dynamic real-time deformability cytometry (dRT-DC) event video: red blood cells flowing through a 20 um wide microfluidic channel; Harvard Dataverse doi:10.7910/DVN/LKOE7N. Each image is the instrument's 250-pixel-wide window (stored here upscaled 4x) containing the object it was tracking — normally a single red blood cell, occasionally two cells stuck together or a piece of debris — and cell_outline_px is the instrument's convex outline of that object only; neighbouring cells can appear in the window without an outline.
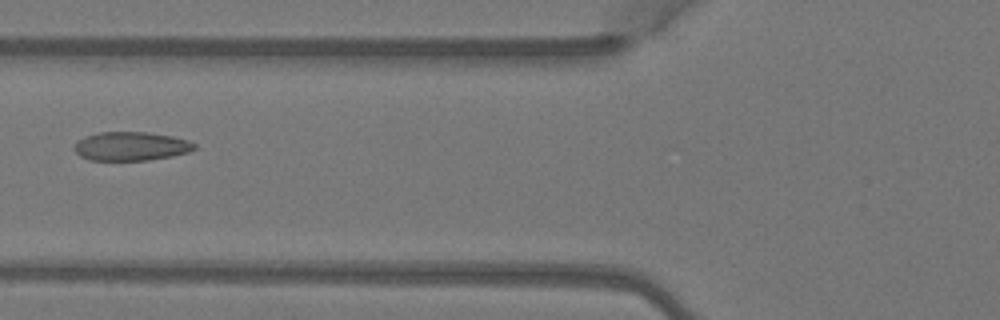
{"species": "Egyptian fruit bat (a non-hibernating species)", "species_latin": "Rousettus aegyptiacus", "temperature_condition": "warm", "stored_images_in_passage": 6, "camera_frame_rate_fps": 3000, "um_per_image_px": 0.085, "animal": {"sex": "female"}, "frame": {"image": 1, "passage_image": 5, "time_ms": 1.333, "image_size_px": [1000, 320], "cell_outline_px": [[196, 148], [188, 152], [172, 156], [148, 160], [88, 160], [80, 156], [72, 148], [76, 140], [84, 136], [100, 132], [148, 132], [172, 136], [188, 140], [196, 144]], "centroid_in_image_um": [11.1, 12.42], "position_along_channel_um": 114.7, "area_um2": 20.35}}
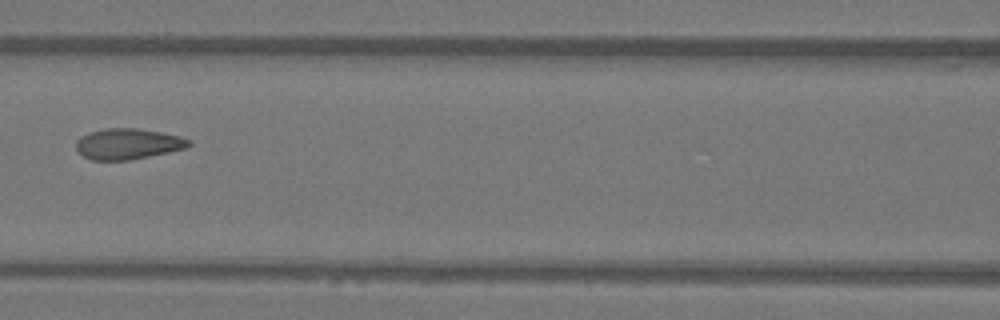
{"frame": {"image": 2, "passage_image": 6, "time_ms": 1.667, "image_size_px": [1000, 320], "cell_outline_px": [[192, 144], [188, 148], [128, 160], [92, 160], [84, 156], [76, 148], [76, 140], [80, 136], [88, 132], [104, 128], [136, 128], [160, 132], [180, 136], [192, 140]], "centroid_in_image_um": [10.88, 12.22], "position_along_channel_um": 155.7, "area_um2": 20.29}}